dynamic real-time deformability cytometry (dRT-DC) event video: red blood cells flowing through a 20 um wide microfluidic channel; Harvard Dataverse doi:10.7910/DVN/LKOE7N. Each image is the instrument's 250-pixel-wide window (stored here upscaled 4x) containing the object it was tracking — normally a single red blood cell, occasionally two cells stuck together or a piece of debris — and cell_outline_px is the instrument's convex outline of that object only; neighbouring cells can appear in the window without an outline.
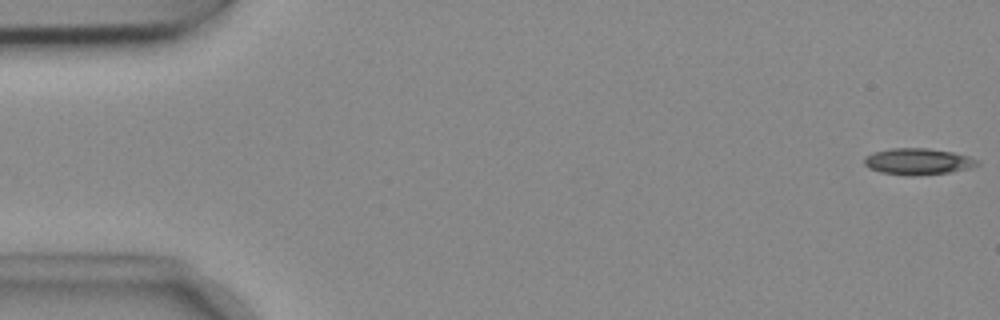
{"species": "common noctule bat (a hibernating species)", "species_latin": "Nyctalus noctula", "temperature_condition": "cold", "stored_images_in_passage": 54, "camera_frame_rate_fps": 3000, "um_per_image_px": 0.085, "animal": {"sex": "female", "body_mass_g": 18.4}, "frame": {"image": 1, "passage_image": 1, "time_ms": 0.0, "image_size_px": [1000, 320], "cell_outline_px": [[980, 164], [968, 168], [948, 172], [912, 176], [908, 176], [880, 172], [868, 168], [864, 164], [864, 156], [872, 152], [892, 148], [928, 148], [952, 152], [968, 156], [980, 160]], "centroid_in_image_um": [77.99, 13.72], "position_along_channel_um": 7.0, "area_um2": 17.46}}
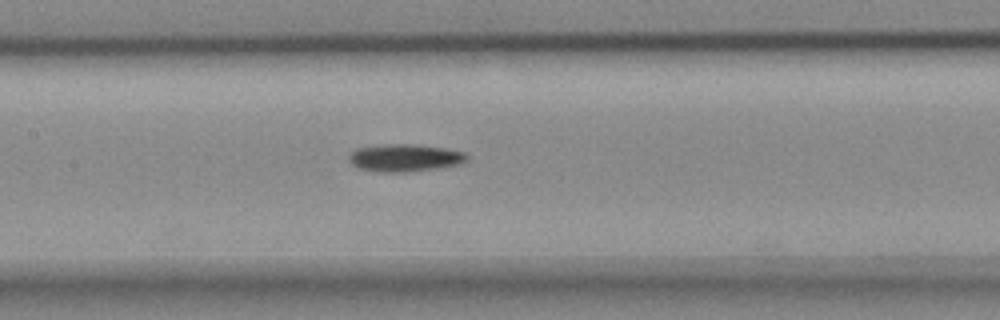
{"frame": {"image": 2, "passage_image": 25, "time_ms": 8.0, "image_size_px": [1000, 320], "cell_outline_px": [[468, 160], [460, 164], [436, 168], [404, 172], [380, 172], [356, 168], [348, 160], [348, 156], [356, 148], [384, 144], [412, 144], [444, 148], [464, 152], [468, 156]], "centroid_in_image_um": [34.37, 13.41], "position_along_channel_um": 173.0, "area_um2": 18.9}}
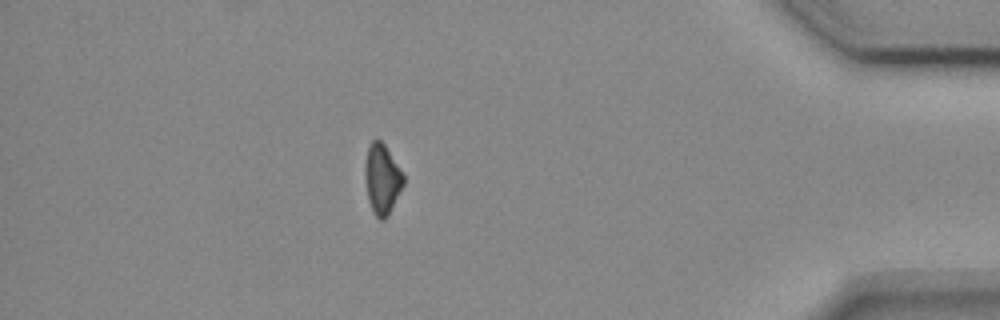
{"frame": {"image": 3, "passage_image": 47, "time_ms": 15.333, "image_size_px": [1000, 320], "cell_outline_px": [[404, 184], [388, 216], [384, 220], [380, 220], [372, 212], [368, 200], [364, 180], [364, 164], [368, 148], [372, 140], [376, 136], [384, 144], [404, 176]], "centroid_in_image_um": [32.44, 15.23], "position_along_channel_um": 402.8, "area_um2": 15.84}}